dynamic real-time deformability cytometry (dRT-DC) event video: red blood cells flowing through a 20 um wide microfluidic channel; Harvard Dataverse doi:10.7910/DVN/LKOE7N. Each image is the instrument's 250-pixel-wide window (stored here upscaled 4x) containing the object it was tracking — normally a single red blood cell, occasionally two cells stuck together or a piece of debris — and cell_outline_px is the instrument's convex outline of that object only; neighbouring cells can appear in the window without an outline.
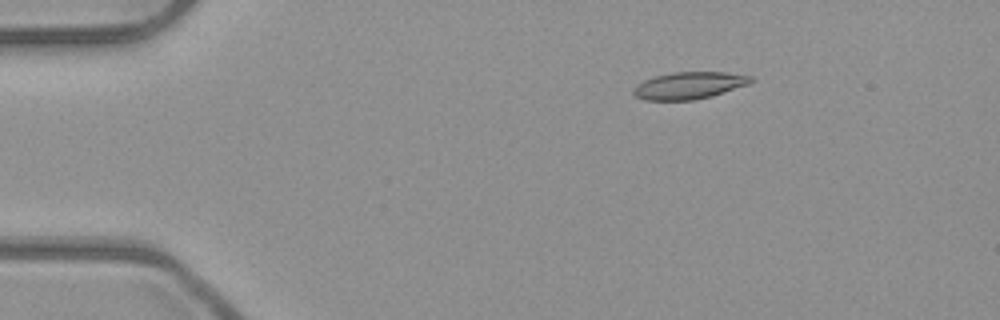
{"species": "common noctule bat (a hibernating species)", "species_latin": "Nyctalus noctula", "temperature_condition": "room temperature", "stored_images_in_passage": 6, "camera_frame_rate_fps": 3000, "um_per_image_px": 0.085, "animal": {"sex": "male", "body_mass_g": 23.1, "forearm_length_mm": 52.7}, "frame": {"image": 1, "passage_image": 3, "time_ms": 0.667, "image_size_px": [1000, 320], "cell_outline_px": [[752, 80], [748, 84], [712, 96], [692, 100], [644, 100], [636, 96], [632, 92], [632, 88], [636, 84], [644, 80], [656, 76], [672, 72], [724, 72], [752, 76]], "centroid_in_image_um": [58.53, 7.27], "position_along_channel_um": 26.5, "area_um2": 18.44}}
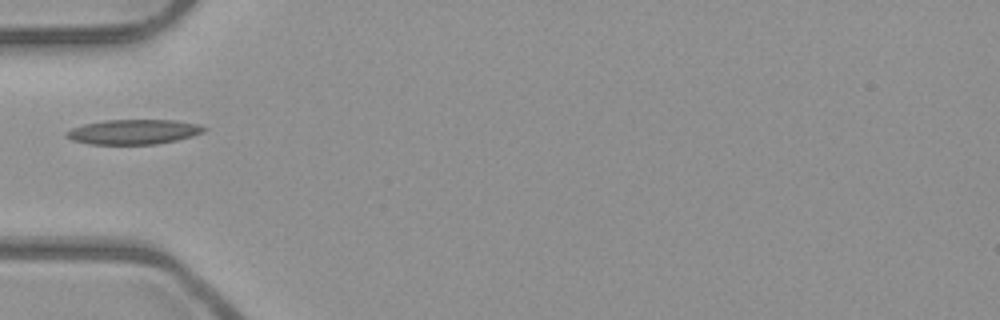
{"frame": {"image": 2, "passage_image": 5, "time_ms": 1.333, "image_size_px": [1000, 320], "cell_outline_px": [[208, 128], [204, 132], [192, 136], [176, 140], [156, 144], [88, 144], [72, 140], [64, 136], [64, 132], [72, 128], [84, 124], [104, 120], [176, 120], [200, 124]], "centroid_in_image_um": [11.35, 11.2], "position_along_channel_um": 73.6, "area_um2": 20.06}}
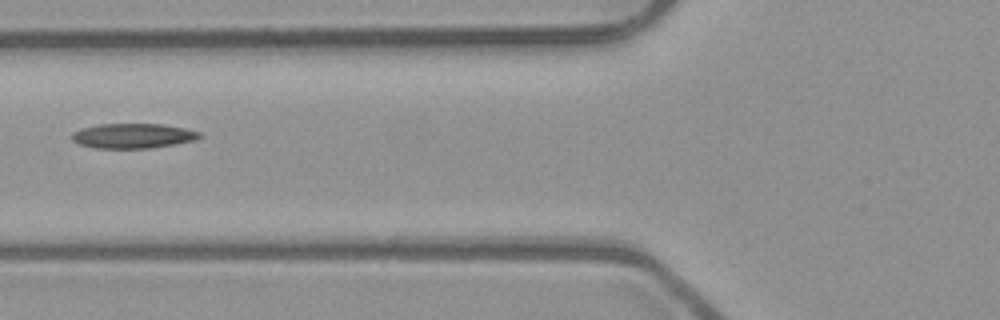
{"frame": {"image": 3, "passage_image": 6, "time_ms": 1.667, "image_size_px": [1000, 320], "cell_outline_px": [[200, 136], [192, 140], [176, 144], [152, 148], [96, 148], [80, 144], [72, 140], [72, 132], [80, 128], [100, 124], [160, 124], [184, 128], [200, 132]], "centroid_in_image_um": [11.26, 11.54], "position_along_channel_um": 114.5, "area_um2": 18.32}}